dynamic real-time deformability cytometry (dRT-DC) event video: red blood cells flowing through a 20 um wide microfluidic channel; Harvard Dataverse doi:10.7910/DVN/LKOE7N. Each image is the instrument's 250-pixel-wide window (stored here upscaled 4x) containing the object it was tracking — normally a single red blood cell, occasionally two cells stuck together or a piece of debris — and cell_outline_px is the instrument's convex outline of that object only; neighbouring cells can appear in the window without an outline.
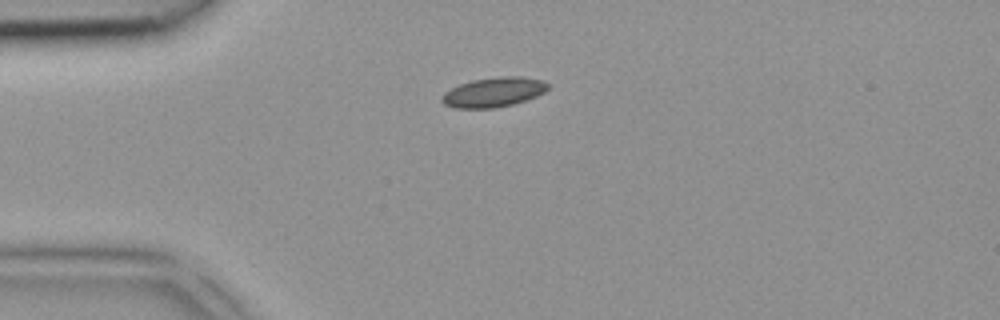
{"species": "common noctule bat (a hibernating species)", "species_latin": "Nyctalus noctula", "temperature_condition": "room temperature", "stored_images_in_passage": 1, "camera_frame_rate_fps": 3000, "um_per_image_px": 0.085, "animal": {"sex": "female", "body_mass_g": 18.4}, "frame": {"image": 1, "passage_image": 1, "time_ms": 0.0, "image_size_px": [1000, 320], "cell_outline_px": [[548, 88], [544, 92], [536, 96], [512, 104], [492, 108], [456, 108], [444, 104], [440, 100], [440, 96], [444, 92], [460, 84], [472, 80], [500, 76], [520, 76], [544, 80], [548, 84]], "centroid_in_image_um": [41.93, 7.83], "position_along_channel_um": 43.1, "area_um2": 18.26}}